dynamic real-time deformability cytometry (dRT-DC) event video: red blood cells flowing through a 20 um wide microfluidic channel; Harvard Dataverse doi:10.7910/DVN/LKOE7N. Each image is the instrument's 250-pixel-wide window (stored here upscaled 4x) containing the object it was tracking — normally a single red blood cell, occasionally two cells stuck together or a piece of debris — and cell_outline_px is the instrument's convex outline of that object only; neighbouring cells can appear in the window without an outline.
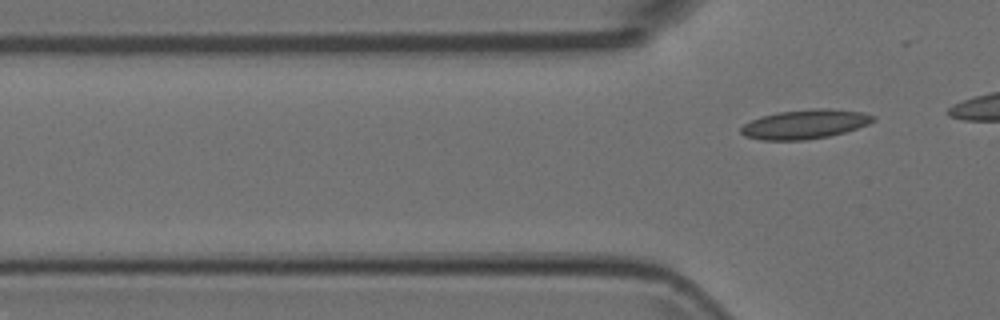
{"species": "Egyptian fruit bat (a non-hibernating species)", "species_latin": "Rousettus aegyptiacus", "temperature_condition": "room temperature", "stored_images_in_passage": 5, "camera_frame_rate_fps": 3000, "um_per_image_px": 0.085, "animal": {"sex": "female"}, "frame": {"image": 1, "passage_image": 5, "time_ms": 1.333, "image_size_px": [1000, 320], "cell_outline_px": [[876, 120], [868, 124], [844, 132], [828, 136], [804, 140], [760, 140], [744, 136], [740, 132], [740, 128], [744, 124], [760, 116], [780, 112], [816, 108], [832, 108], [864, 112], [876, 116]], "centroid_in_image_um": [68.43, 10.55], "position_along_channel_um": 57.4, "area_um2": 22.6}}